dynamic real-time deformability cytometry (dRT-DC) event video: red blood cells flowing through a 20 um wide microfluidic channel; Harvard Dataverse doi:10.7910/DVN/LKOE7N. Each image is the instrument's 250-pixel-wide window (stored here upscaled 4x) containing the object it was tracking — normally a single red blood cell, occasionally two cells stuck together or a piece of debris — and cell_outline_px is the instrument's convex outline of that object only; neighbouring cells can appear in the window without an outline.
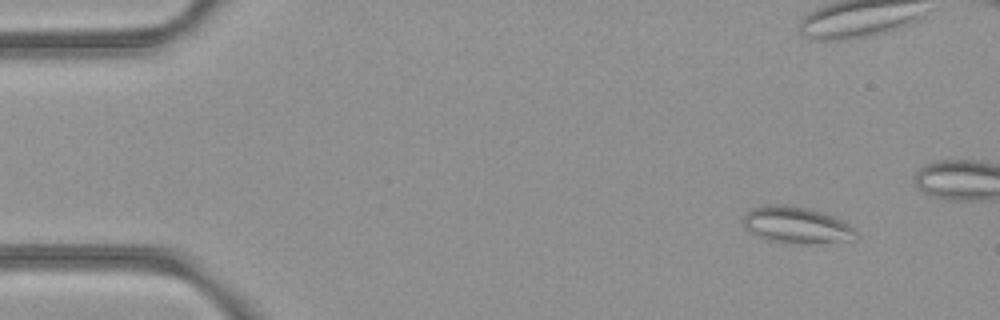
{"species": "common noctule bat (a hibernating species)", "species_latin": "Nyctalus noctula", "temperature_condition": "room temperature", "stored_images_in_passage": 50, "camera_frame_rate_fps": 3000, "um_per_image_px": 0.085, "animal": {"sex": "female", "body_mass_g": 21.9}, "frame": {"image": 1, "passage_image": 2, "time_ms": 0.333, "image_size_px": [1000, 320], "cell_outline_px": [[856, 240], [812, 244], [784, 244], [764, 240], [744, 228], [744, 216], [752, 208], [764, 204], [784, 204], [812, 208], [824, 212], [844, 220], [856, 232]], "centroid_in_image_um": [67.71, 19.14], "position_along_channel_um": 17.3, "area_um2": 24.8}}
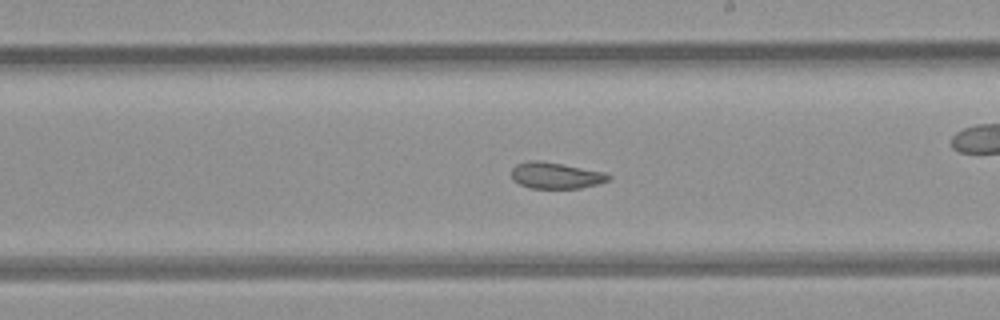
{"frame": {"image": 2, "passage_image": 27, "time_ms": 8.667, "image_size_px": [1000, 320], "cell_outline_px": [[612, 180], [580, 188], [532, 188], [520, 184], [512, 180], [512, 168], [516, 164], [528, 160], [536, 160], [560, 164], [604, 172], [612, 176]], "centroid_in_image_um": [47.24, 14.92], "position_along_channel_um": 241.8, "area_um2": 14.74}}
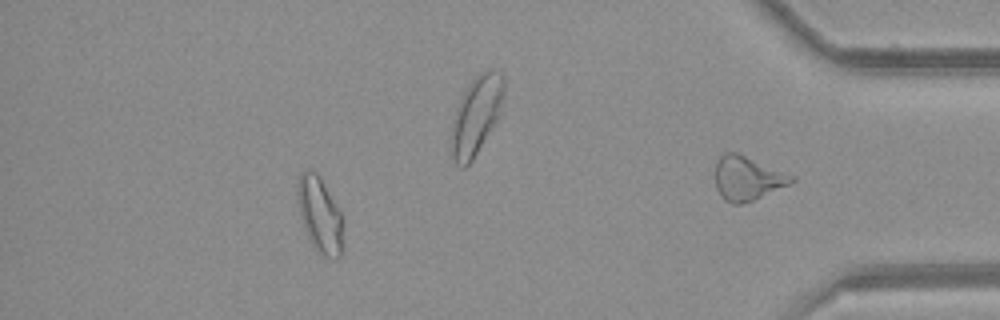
{"frame": {"image": 3, "passage_image": 44, "time_ms": 14.333, "image_size_px": [1000, 320], "cell_outline_px": [[344, 220], [340, 256], [336, 260], [324, 256], [312, 244], [308, 236], [300, 212], [296, 192], [296, 184], [300, 172], [308, 168], [316, 168], [340, 212]], "centroid_in_image_um": [27.18, 18.17], "position_along_channel_um": 408.0, "area_um2": 20.23}, "authors_computed_cell_mechanics": {"area_um2": 18.0047, "velocity_mm_per_s": 3.9529, "shape_relaxation_time_tau1_ms": null, "shape_relaxation_time_tau2_ms": 2.4002, "deformation_change_tau1": null, "deformation_change_tau2": 0.0853}}